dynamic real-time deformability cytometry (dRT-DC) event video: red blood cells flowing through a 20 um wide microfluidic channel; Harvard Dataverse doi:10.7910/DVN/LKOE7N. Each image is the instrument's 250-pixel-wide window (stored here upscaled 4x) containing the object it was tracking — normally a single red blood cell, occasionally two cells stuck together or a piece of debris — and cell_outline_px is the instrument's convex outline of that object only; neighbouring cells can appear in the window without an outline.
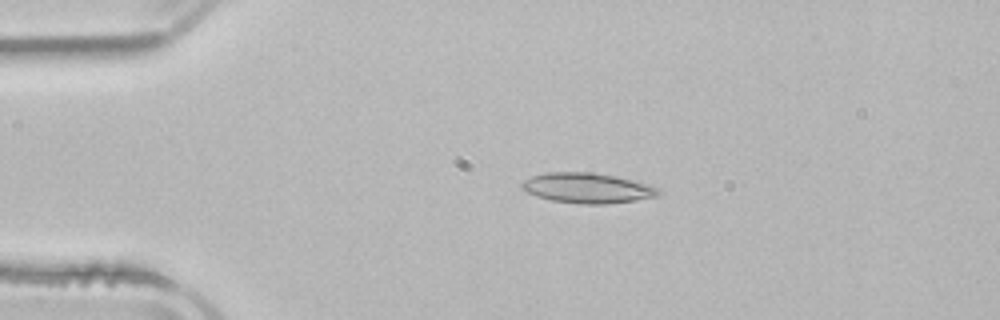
{"species": "common noctule bat (a hibernating species)", "species_latin": "Nyctalus noctula", "temperature_condition": "room temperature", "stored_images_in_passage": 3, "camera_frame_rate_fps": 3000, "um_per_image_px": 0.085, "animal": {"sex": "male", "body_mass_g": 21.5, "forearm_length_mm": 52.0}, "frame": {"image": 1, "passage_image": 2, "time_ms": 1.0, "image_size_px": [1000, 320], "cell_outline_px": [[660, 192], [656, 196], [636, 200], [608, 204], [580, 204], [552, 200], [528, 192], [520, 188], [520, 184], [524, 180], [532, 176], [548, 172], [592, 172], [616, 176], [648, 184], [660, 188]], "centroid_in_image_um": [49.94, 15.98], "position_along_channel_um": 35.1, "area_um2": 23.93}}